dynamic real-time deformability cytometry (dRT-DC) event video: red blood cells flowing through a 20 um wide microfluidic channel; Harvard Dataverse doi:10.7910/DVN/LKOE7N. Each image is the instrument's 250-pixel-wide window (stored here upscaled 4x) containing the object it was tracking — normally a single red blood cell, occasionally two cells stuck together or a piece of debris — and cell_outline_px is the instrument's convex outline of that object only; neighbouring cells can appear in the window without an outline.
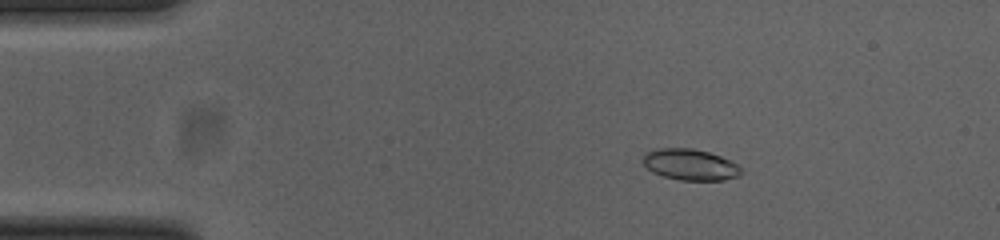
{"species": "common noctule bat (a hibernating species)", "species_latin": "Nyctalus noctula", "temperature_condition": "cold", "stored_images_in_passage": 11, "camera_frame_rate_fps": 3000, "um_per_image_px": 0.085, "animal": {"sex": "female", "body_mass_g": 23.0, "forearm_length_mm": 53.4}, "frame": {"image": 1, "passage_image": 4, "time_ms": 1.0, "image_size_px": [1000, 240], "cell_outline_px": [[744, 172], [736, 176], [724, 180], [680, 180], [664, 176], [652, 172], [640, 160], [644, 152], [656, 148], [692, 148], [708, 152], [720, 156], [736, 164]], "centroid_in_image_um": [58.6, 13.98], "position_along_channel_um": 26.4, "area_um2": 17.86}}